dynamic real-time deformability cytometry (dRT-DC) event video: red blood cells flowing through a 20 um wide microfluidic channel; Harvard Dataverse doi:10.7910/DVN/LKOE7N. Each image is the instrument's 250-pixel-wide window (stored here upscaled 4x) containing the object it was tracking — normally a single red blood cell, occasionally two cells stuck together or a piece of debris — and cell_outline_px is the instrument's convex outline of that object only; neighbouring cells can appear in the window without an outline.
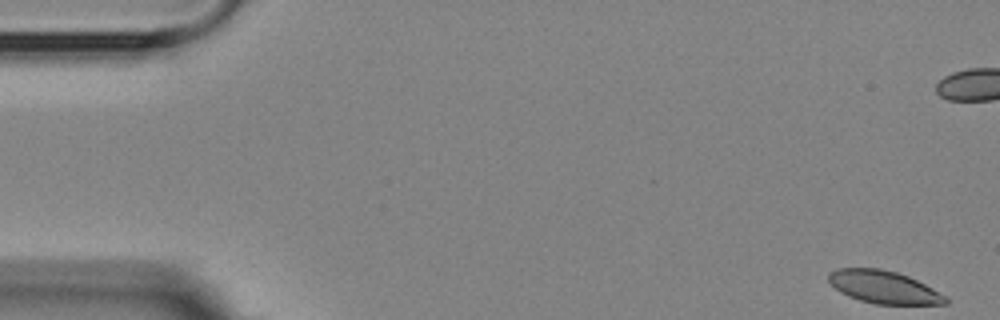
{"species": "Egyptian fruit bat (a non-hibernating species)", "species_latin": "Rousettus aegyptiacus", "temperature_condition": "room temperature", "stored_images_in_passage": 6, "camera_frame_rate_fps": 3000, "um_per_image_px": 0.085, "animal": {"sex": "female"}, "frame": {"image": 1, "passage_image": 1, "time_ms": 0.0, "image_size_px": [1000, 320], "cell_outline_px": [[948, 304], [876, 304], [860, 300], [848, 296], [840, 292], [828, 280], [828, 272], [836, 268], [880, 268], [896, 272], [908, 276], [932, 288], [944, 296], [948, 300]], "centroid_in_image_um": [75.08, 24.39], "position_along_channel_um": 9.9, "area_um2": 22.08}}
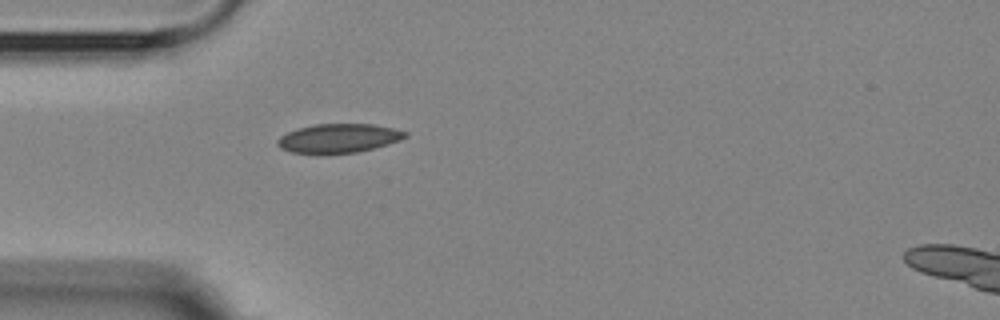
{"frame": {"image": 2, "passage_image": 6, "time_ms": 6.0, "image_size_px": [1000, 320], "cell_outline_px": [[408, 136], [400, 140], [388, 144], [360, 152], [328, 156], [316, 156], [292, 152], [280, 148], [276, 144], [276, 140], [280, 136], [296, 128], [316, 124], [372, 124], [392, 128], [408, 132]], "centroid_in_image_um": [28.73, 11.8], "position_along_channel_um": 56.3, "area_um2": 22.43}}